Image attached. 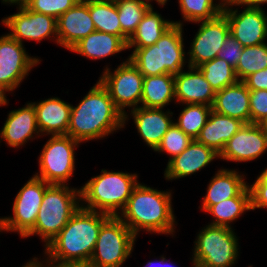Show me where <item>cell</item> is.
I'll return each mask as SVG.
<instances>
[{
	"mask_svg": "<svg viewBox=\"0 0 267 267\" xmlns=\"http://www.w3.org/2000/svg\"><path fill=\"white\" fill-rule=\"evenodd\" d=\"M81 207L67 225L46 246L50 262L58 265H88L101 225L110 217L107 214ZM60 261V262H59Z\"/></svg>",
	"mask_w": 267,
	"mask_h": 267,
	"instance_id": "6da1fadb",
	"label": "cell"
},
{
	"mask_svg": "<svg viewBox=\"0 0 267 267\" xmlns=\"http://www.w3.org/2000/svg\"><path fill=\"white\" fill-rule=\"evenodd\" d=\"M124 115L115 107L100 81L76 107H71L68 135L79 142L103 138L123 128Z\"/></svg>",
	"mask_w": 267,
	"mask_h": 267,
	"instance_id": "7a4b0ae2",
	"label": "cell"
},
{
	"mask_svg": "<svg viewBox=\"0 0 267 267\" xmlns=\"http://www.w3.org/2000/svg\"><path fill=\"white\" fill-rule=\"evenodd\" d=\"M170 192L141 185L134 188L122 211L121 220L137 235L140 229L157 233L174 231V214Z\"/></svg>",
	"mask_w": 267,
	"mask_h": 267,
	"instance_id": "3957f363",
	"label": "cell"
},
{
	"mask_svg": "<svg viewBox=\"0 0 267 267\" xmlns=\"http://www.w3.org/2000/svg\"><path fill=\"white\" fill-rule=\"evenodd\" d=\"M91 178L80 189V200L88 205L83 207L109 216H118V210L125 208L134 188L138 185L137 174L107 172Z\"/></svg>",
	"mask_w": 267,
	"mask_h": 267,
	"instance_id": "277c9868",
	"label": "cell"
},
{
	"mask_svg": "<svg viewBox=\"0 0 267 267\" xmlns=\"http://www.w3.org/2000/svg\"><path fill=\"white\" fill-rule=\"evenodd\" d=\"M77 195L80 199V190L69 189L66 185L50 184L45 190L35 225L24 238L40 235L47 246L81 207L76 201Z\"/></svg>",
	"mask_w": 267,
	"mask_h": 267,
	"instance_id": "5b68a950",
	"label": "cell"
},
{
	"mask_svg": "<svg viewBox=\"0 0 267 267\" xmlns=\"http://www.w3.org/2000/svg\"><path fill=\"white\" fill-rule=\"evenodd\" d=\"M136 235L118 216H110L102 225L89 267H120L130 256Z\"/></svg>",
	"mask_w": 267,
	"mask_h": 267,
	"instance_id": "8992f818",
	"label": "cell"
},
{
	"mask_svg": "<svg viewBox=\"0 0 267 267\" xmlns=\"http://www.w3.org/2000/svg\"><path fill=\"white\" fill-rule=\"evenodd\" d=\"M237 237L225 226L208 225L195 242L194 267H230L238 256Z\"/></svg>",
	"mask_w": 267,
	"mask_h": 267,
	"instance_id": "52a82bcc",
	"label": "cell"
},
{
	"mask_svg": "<svg viewBox=\"0 0 267 267\" xmlns=\"http://www.w3.org/2000/svg\"><path fill=\"white\" fill-rule=\"evenodd\" d=\"M80 142L69 135H52L39 157L40 174L34 176L48 184L65 185L74 171V147Z\"/></svg>",
	"mask_w": 267,
	"mask_h": 267,
	"instance_id": "ba28073f",
	"label": "cell"
},
{
	"mask_svg": "<svg viewBox=\"0 0 267 267\" xmlns=\"http://www.w3.org/2000/svg\"><path fill=\"white\" fill-rule=\"evenodd\" d=\"M143 79V74L129 58L114 73H110L107 68L99 79L109 92L115 107L124 115V123L127 115L123 109L132 106L134 109L141 101Z\"/></svg>",
	"mask_w": 267,
	"mask_h": 267,
	"instance_id": "9c48e42d",
	"label": "cell"
},
{
	"mask_svg": "<svg viewBox=\"0 0 267 267\" xmlns=\"http://www.w3.org/2000/svg\"><path fill=\"white\" fill-rule=\"evenodd\" d=\"M50 184L32 177L18 192L13 204V217L0 218V231H17L24 237L35 225L46 188Z\"/></svg>",
	"mask_w": 267,
	"mask_h": 267,
	"instance_id": "30bf717a",
	"label": "cell"
},
{
	"mask_svg": "<svg viewBox=\"0 0 267 267\" xmlns=\"http://www.w3.org/2000/svg\"><path fill=\"white\" fill-rule=\"evenodd\" d=\"M201 24L188 52V67H199L204 62L216 58L230 34L229 23L223 13L213 19L203 20Z\"/></svg>",
	"mask_w": 267,
	"mask_h": 267,
	"instance_id": "8fae6325",
	"label": "cell"
},
{
	"mask_svg": "<svg viewBox=\"0 0 267 267\" xmlns=\"http://www.w3.org/2000/svg\"><path fill=\"white\" fill-rule=\"evenodd\" d=\"M39 60L28 56L23 45L9 34L0 38V84L11 91Z\"/></svg>",
	"mask_w": 267,
	"mask_h": 267,
	"instance_id": "7c38bea8",
	"label": "cell"
},
{
	"mask_svg": "<svg viewBox=\"0 0 267 267\" xmlns=\"http://www.w3.org/2000/svg\"><path fill=\"white\" fill-rule=\"evenodd\" d=\"M19 12L2 20L11 31L9 35L22 44V39L36 40L54 34L57 36V19L47 14L31 11L24 3L18 4Z\"/></svg>",
	"mask_w": 267,
	"mask_h": 267,
	"instance_id": "4fadbf2b",
	"label": "cell"
},
{
	"mask_svg": "<svg viewBox=\"0 0 267 267\" xmlns=\"http://www.w3.org/2000/svg\"><path fill=\"white\" fill-rule=\"evenodd\" d=\"M223 7L230 34L239 41L243 47L254 46L264 43L267 38V16L262 8L247 7L242 13Z\"/></svg>",
	"mask_w": 267,
	"mask_h": 267,
	"instance_id": "5bb4252c",
	"label": "cell"
},
{
	"mask_svg": "<svg viewBox=\"0 0 267 267\" xmlns=\"http://www.w3.org/2000/svg\"><path fill=\"white\" fill-rule=\"evenodd\" d=\"M95 30L89 12V0H79L57 18L56 42L70 50L77 42Z\"/></svg>",
	"mask_w": 267,
	"mask_h": 267,
	"instance_id": "9a60e30c",
	"label": "cell"
},
{
	"mask_svg": "<svg viewBox=\"0 0 267 267\" xmlns=\"http://www.w3.org/2000/svg\"><path fill=\"white\" fill-rule=\"evenodd\" d=\"M267 150V137L258 124H244L226 143L219 158L230 161H250Z\"/></svg>",
	"mask_w": 267,
	"mask_h": 267,
	"instance_id": "2e32d148",
	"label": "cell"
},
{
	"mask_svg": "<svg viewBox=\"0 0 267 267\" xmlns=\"http://www.w3.org/2000/svg\"><path fill=\"white\" fill-rule=\"evenodd\" d=\"M175 98L185 104L213 105L215 92L197 67L174 75Z\"/></svg>",
	"mask_w": 267,
	"mask_h": 267,
	"instance_id": "e0dca14e",
	"label": "cell"
},
{
	"mask_svg": "<svg viewBox=\"0 0 267 267\" xmlns=\"http://www.w3.org/2000/svg\"><path fill=\"white\" fill-rule=\"evenodd\" d=\"M219 157L213 149L193 140L188 147L168 162L165 170L166 179H177L199 171L214 158Z\"/></svg>",
	"mask_w": 267,
	"mask_h": 267,
	"instance_id": "ac0fdd59",
	"label": "cell"
},
{
	"mask_svg": "<svg viewBox=\"0 0 267 267\" xmlns=\"http://www.w3.org/2000/svg\"><path fill=\"white\" fill-rule=\"evenodd\" d=\"M244 124L239 119L231 118L212 110L196 141L213 149L220 155L226 143Z\"/></svg>",
	"mask_w": 267,
	"mask_h": 267,
	"instance_id": "d6986e66",
	"label": "cell"
},
{
	"mask_svg": "<svg viewBox=\"0 0 267 267\" xmlns=\"http://www.w3.org/2000/svg\"><path fill=\"white\" fill-rule=\"evenodd\" d=\"M212 110L250 123V91L242 81L215 92Z\"/></svg>",
	"mask_w": 267,
	"mask_h": 267,
	"instance_id": "ffe728a7",
	"label": "cell"
},
{
	"mask_svg": "<svg viewBox=\"0 0 267 267\" xmlns=\"http://www.w3.org/2000/svg\"><path fill=\"white\" fill-rule=\"evenodd\" d=\"M38 130L52 135H68L71 105L56 98L33 103Z\"/></svg>",
	"mask_w": 267,
	"mask_h": 267,
	"instance_id": "44dd1931",
	"label": "cell"
},
{
	"mask_svg": "<svg viewBox=\"0 0 267 267\" xmlns=\"http://www.w3.org/2000/svg\"><path fill=\"white\" fill-rule=\"evenodd\" d=\"M135 125L144 142L155 150L160 144L163 136L174 124L170 115L162 109L135 107L131 111Z\"/></svg>",
	"mask_w": 267,
	"mask_h": 267,
	"instance_id": "7402d4cb",
	"label": "cell"
},
{
	"mask_svg": "<svg viewBox=\"0 0 267 267\" xmlns=\"http://www.w3.org/2000/svg\"><path fill=\"white\" fill-rule=\"evenodd\" d=\"M35 132L39 134L40 131L33 103H28L22 109L11 111L0 131L2 139L11 147L23 145L27 139H31Z\"/></svg>",
	"mask_w": 267,
	"mask_h": 267,
	"instance_id": "603a6c76",
	"label": "cell"
},
{
	"mask_svg": "<svg viewBox=\"0 0 267 267\" xmlns=\"http://www.w3.org/2000/svg\"><path fill=\"white\" fill-rule=\"evenodd\" d=\"M182 23L174 24L160 38L161 74L176 75L184 65Z\"/></svg>",
	"mask_w": 267,
	"mask_h": 267,
	"instance_id": "cb8c5ba5",
	"label": "cell"
},
{
	"mask_svg": "<svg viewBox=\"0 0 267 267\" xmlns=\"http://www.w3.org/2000/svg\"><path fill=\"white\" fill-rule=\"evenodd\" d=\"M124 49H128L127 43L120 36L95 30L77 42L70 51L94 60L119 53Z\"/></svg>",
	"mask_w": 267,
	"mask_h": 267,
	"instance_id": "d4e9b609",
	"label": "cell"
},
{
	"mask_svg": "<svg viewBox=\"0 0 267 267\" xmlns=\"http://www.w3.org/2000/svg\"><path fill=\"white\" fill-rule=\"evenodd\" d=\"M247 186L243 177L235 170H219L208 185L202 209L205 211L211 205L237 197Z\"/></svg>",
	"mask_w": 267,
	"mask_h": 267,
	"instance_id": "484cf974",
	"label": "cell"
},
{
	"mask_svg": "<svg viewBox=\"0 0 267 267\" xmlns=\"http://www.w3.org/2000/svg\"><path fill=\"white\" fill-rule=\"evenodd\" d=\"M175 99L174 75L144 76L141 101L144 108L162 109Z\"/></svg>",
	"mask_w": 267,
	"mask_h": 267,
	"instance_id": "4316f807",
	"label": "cell"
},
{
	"mask_svg": "<svg viewBox=\"0 0 267 267\" xmlns=\"http://www.w3.org/2000/svg\"><path fill=\"white\" fill-rule=\"evenodd\" d=\"M174 24L161 18L153 11L152 6L145 13L135 33L127 42V48H143L155 44L161 36ZM136 45V46H135Z\"/></svg>",
	"mask_w": 267,
	"mask_h": 267,
	"instance_id": "83f0119b",
	"label": "cell"
},
{
	"mask_svg": "<svg viewBox=\"0 0 267 267\" xmlns=\"http://www.w3.org/2000/svg\"><path fill=\"white\" fill-rule=\"evenodd\" d=\"M246 210H251L249 186L237 197H232L211 205L205 211L210 212L216 220L210 225L231 228L229 223L237 219Z\"/></svg>",
	"mask_w": 267,
	"mask_h": 267,
	"instance_id": "f1b7e54d",
	"label": "cell"
},
{
	"mask_svg": "<svg viewBox=\"0 0 267 267\" xmlns=\"http://www.w3.org/2000/svg\"><path fill=\"white\" fill-rule=\"evenodd\" d=\"M89 12L96 31L122 38L118 9L114 0H89Z\"/></svg>",
	"mask_w": 267,
	"mask_h": 267,
	"instance_id": "f546056e",
	"label": "cell"
},
{
	"mask_svg": "<svg viewBox=\"0 0 267 267\" xmlns=\"http://www.w3.org/2000/svg\"><path fill=\"white\" fill-rule=\"evenodd\" d=\"M118 9L119 22L122 29V39L127 43L135 33L151 4L144 0H114Z\"/></svg>",
	"mask_w": 267,
	"mask_h": 267,
	"instance_id": "4dcf8cb0",
	"label": "cell"
},
{
	"mask_svg": "<svg viewBox=\"0 0 267 267\" xmlns=\"http://www.w3.org/2000/svg\"><path fill=\"white\" fill-rule=\"evenodd\" d=\"M197 68L202 72L214 92H218L239 81L235 68L222 58L216 57L211 61L204 62Z\"/></svg>",
	"mask_w": 267,
	"mask_h": 267,
	"instance_id": "1f68e13d",
	"label": "cell"
},
{
	"mask_svg": "<svg viewBox=\"0 0 267 267\" xmlns=\"http://www.w3.org/2000/svg\"><path fill=\"white\" fill-rule=\"evenodd\" d=\"M211 111L212 107L206 104H187L174 124L192 140H196Z\"/></svg>",
	"mask_w": 267,
	"mask_h": 267,
	"instance_id": "d6a6232c",
	"label": "cell"
},
{
	"mask_svg": "<svg viewBox=\"0 0 267 267\" xmlns=\"http://www.w3.org/2000/svg\"><path fill=\"white\" fill-rule=\"evenodd\" d=\"M265 68H267L266 43L243 47L242 55L235 68V73L239 81H243L249 75Z\"/></svg>",
	"mask_w": 267,
	"mask_h": 267,
	"instance_id": "836d02e7",
	"label": "cell"
},
{
	"mask_svg": "<svg viewBox=\"0 0 267 267\" xmlns=\"http://www.w3.org/2000/svg\"><path fill=\"white\" fill-rule=\"evenodd\" d=\"M129 59L143 76L161 75L160 39L153 45L135 48Z\"/></svg>",
	"mask_w": 267,
	"mask_h": 267,
	"instance_id": "e575fe53",
	"label": "cell"
},
{
	"mask_svg": "<svg viewBox=\"0 0 267 267\" xmlns=\"http://www.w3.org/2000/svg\"><path fill=\"white\" fill-rule=\"evenodd\" d=\"M183 18L186 21L210 20L223 12L224 4H213V0H179Z\"/></svg>",
	"mask_w": 267,
	"mask_h": 267,
	"instance_id": "d590c367",
	"label": "cell"
},
{
	"mask_svg": "<svg viewBox=\"0 0 267 267\" xmlns=\"http://www.w3.org/2000/svg\"><path fill=\"white\" fill-rule=\"evenodd\" d=\"M192 141L177 125L173 124L154 151L167 152L172 156L170 161L175 156L180 155Z\"/></svg>",
	"mask_w": 267,
	"mask_h": 267,
	"instance_id": "8d00e7d4",
	"label": "cell"
},
{
	"mask_svg": "<svg viewBox=\"0 0 267 267\" xmlns=\"http://www.w3.org/2000/svg\"><path fill=\"white\" fill-rule=\"evenodd\" d=\"M79 0H25L23 3L31 10L59 18Z\"/></svg>",
	"mask_w": 267,
	"mask_h": 267,
	"instance_id": "74e56055",
	"label": "cell"
},
{
	"mask_svg": "<svg viewBox=\"0 0 267 267\" xmlns=\"http://www.w3.org/2000/svg\"><path fill=\"white\" fill-rule=\"evenodd\" d=\"M267 117V90L250 91V123L258 124Z\"/></svg>",
	"mask_w": 267,
	"mask_h": 267,
	"instance_id": "f35d334b",
	"label": "cell"
},
{
	"mask_svg": "<svg viewBox=\"0 0 267 267\" xmlns=\"http://www.w3.org/2000/svg\"><path fill=\"white\" fill-rule=\"evenodd\" d=\"M243 46L231 34L226 38L222 49L218 52L217 58L224 59L233 68H236L240 56L242 55Z\"/></svg>",
	"mask_w": 267,
	"mask_h": 267,
	"instance_id": "ab89813d",
	"label": "cell"
},
{
	"mask_svg": "<svg viewBox=\"0 0 267 267\" xmlns=\"http://www.w3.org/2000/svg\"><path fill=\"white\" fill-rule=\"evenodd\" d=\"M251 210L267 207V176L264 173L249 187Z\"/></svg>",
	"mask_w": 267,
	"mask_h": 267,
	"instance_id": "60d3db41",
	"label": "cell"
},
{
	"mask_svg": "<svg viewBox=\"0 0 267 267\" xmlns=\"http://www.w3.org/2000/svg\"><path fill=\"white\" fill-rule=\"evenodd\" d=\"M242 82L249 91L267 90V68L249 75Z\"/></svg>",
	"mask_w": 267,
	"mask_h": 267,
	"instance_id": "b9f144b4",
	"label": "cell"
},
{
	"mask_svg": "<svg viewBox=\"0 0 267 267\" xmlns=\"http://www.w3.org/2000/svg\"><path fill=\"white\" fill-rule=\"evenodd\" d=\"M224 5H242L245 4L250 8H261L259 5L267 3V0H225Z\"/></svg>",
	"mask_w": 267,
	"mask_h": 267,
	"instance_id": "7bdbcfd3",
	"label": "cell"
},
{
	"mask_svg": "<svg viewBox=\"0 0 267 267\" xmlns=\"http://www.w3.org/2000/svg\"><path fill=\"white\" fill-rule=\"evenodd\" d=\"M4 91H11V90L0 84V106L7 104V100H6V96H5Z\"/></svg>",
	"mask_w": 267,
	"mask_h": 267,
	"instance_id": "ee69618b",
	"label": "cell"
},
{
	"mask_svg": "<svg viewBox=\"0 0 267 267\" xmlns=\"http://www.w3.org/2000/svg\"><path fill=\"white\" fill-rule=\"evenodd\" d=\"M258 125L261 127L264 135L267 137V117L260 121Z\"/></svg>",
	"mask_w": 267,
	"mask_h": 267,
	"instance_id": "f6af8a7d",
	"label": "cell"
},
{
	"mask_svg": "<svg viewBox=\"0 0 267 267\" xmlns=\"http://www.w3.org/2000/svg\"><path fill=\"white\" fill-rule=\"evenodd\" d=\"M35 259L36 258H34L33 261L31 260L29 263L26 264V266H23V267H42V264L38 262L37 259L36 260Z\"/></svg>",
	"mask_w": 267,
	"mask_h": 267,
	"instance_id": "bcb514c9",
	"label": "cell"
},
{
	"mask_svg": "<svg viewBox=\"0 0 267 267\" xmlns=\"http://www.w3.org/2000/svg\"><path fill=\"white\" fill-rule=\"evenodd\" d=\"M49 265L48 267H89L88 265H58V264L53 265L52 263H49Z\"/></svg>",
	"mask_w": 267,
	"mask_h": 267,
	"instance_id": "7dc6e473",
	"label": "cell"
},
{
	"mask_svg": "<svg viewBox=\"0 0 267 267\" xmlns=\"http://www.w3.org/2000/svg\"><path fill=\"white\" fill-rule=\"evenodd\" d=\"M25 0H3V2H7V3H17V4H20V3H23Z\"/></svg>",
	"mask_w": 267,
	"mask_h": 267,
	"instance_id": "c3c4849f",
	"label": "cell"
},
{
	"mask_svg": "<svg viewBox=\"0 0 267 267\" xmlns=\"http://www.w3.org/2000/svg\"><path fill=\"white\" fill-rule=\"evenodd\" d=\"M149 0H146V2H148ZM158 2V4L161 5H165V3L167 2V0H156Z\"/></svg>",
	"mask_w": 267,
	"mask_h": 267,
	"instance_id": "681fc988",
	"label": "cell"
},
{
	"mask_svg": "<svg viewBox=\"0 0 267 267\" xmlns=\"http://www.w3.org/2000/svg\"><path fill=\"white\" fill-rule=\"evenodd\" d=\"M154 262L152 261V262H149L148 264H147V266H152V264H153ZM163 267V266H162Z\"/></svg>",
	"mask_w": 267,
	"mask_h": 267,
	"instance_id": "f907efd6",
	"label": "cell"
},
{
	"mask_svg": "<svg viewBox=\"0 0 267 267\" xmlns=\"http://www.w3.org/2000/svg\"><path fill=\"white\" fill-rule=\"evenodd\" d=\"M263 173L267 176V168L263 171Z\"/></svg>",
	"mask_w": 267,
	"mask_h": 267,
	"instance_id": "816d5d0a",
	"label": "cell"
}]
</instances>
